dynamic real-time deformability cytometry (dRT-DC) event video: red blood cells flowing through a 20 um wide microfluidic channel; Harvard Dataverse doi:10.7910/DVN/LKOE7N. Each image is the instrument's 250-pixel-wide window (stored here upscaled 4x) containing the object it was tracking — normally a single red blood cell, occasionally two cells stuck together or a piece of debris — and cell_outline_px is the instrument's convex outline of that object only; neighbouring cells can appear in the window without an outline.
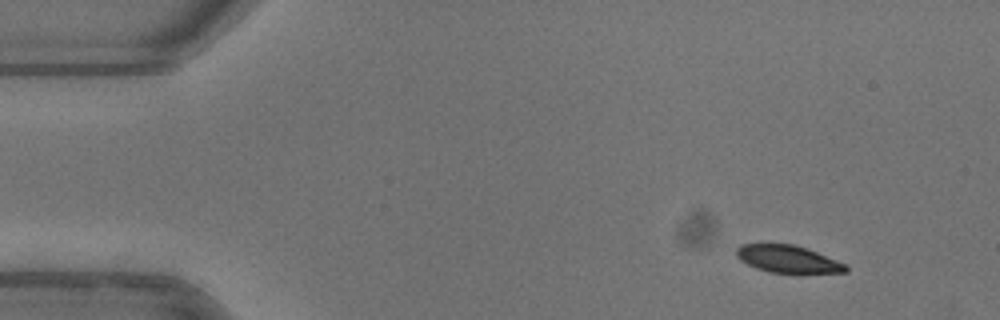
{"species": "common noctule bat (a hibernating species)", "species_latin": "Nyctalus noctula", "temperature_condition": "warm", "stored_images_in_passage": 48, "camera_frame_rate_fps": 3000, "um_per_image_px": 0.085, "animal": {"sex": "female"}, "frame": {"image": 1, "passage_image": 1, "time_ms": 0.0, "image_size_px": [1000, 320], "cell_outline_px": [[848, 272], [800, 276], [768, 272], [756, 268], [740, 260], [736, 256], [736, 248], [740, 244], [792, 244], [808, 248], [848, 264]], "centroid_in_image_um": [67.07, 22.08], "position_along_channel_um": 17.9, "area_um2": 18.55}}
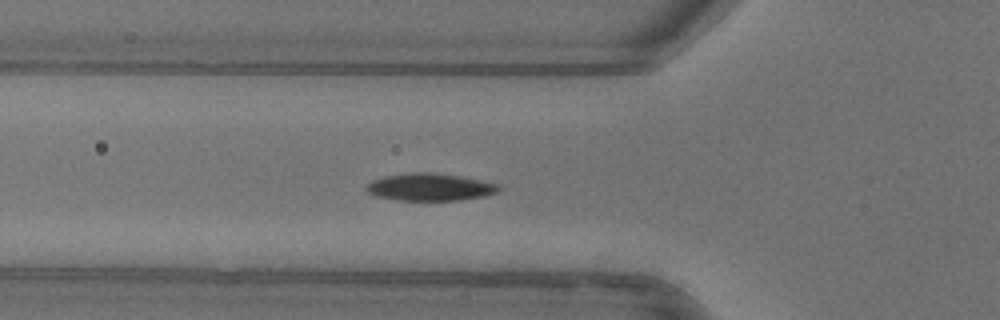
{"frame": {"image": 2, "passage_image": 14, "time_ms": 4.333, "image_size_px": [1000, 320], "cell_outline_px": [[500, 188], [496, 192], [484, 196], [460, 200], [396, 200], [376, 196], [368, 192], [364, 188], [372, 180], [384, 176], [412, 172], [428, 172], [460, 176], [480, 180], [496, 184]], "centroid_in_image_um": [36.49, 15.9], "position_along_channel_um": 89.3, "area_um2": 20.92}}
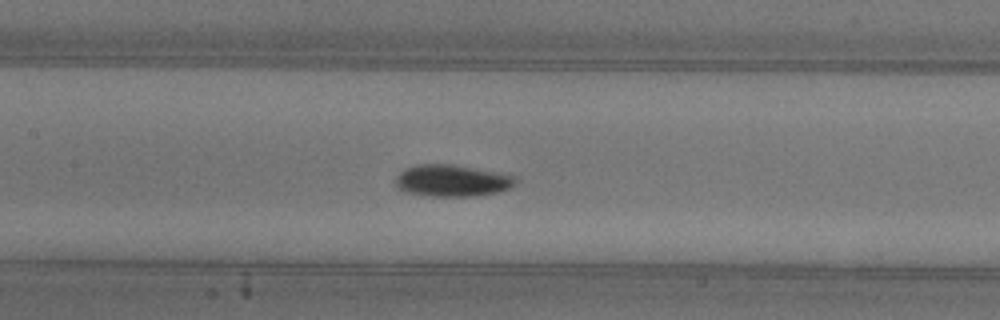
{"frame": {"image": 3, "passage_image": 20, "time_ms": 6.333, "image_size_px": [1000, 320], "cell_outline_px": [[516, 184], [512, 188], [496, 192], [476, 196], [432, 196], [408, 192], [396, 188], [396, 176], [404, 168], [416, 164], [452, 164], [516, 176]], "centroid_in_image_um": [38.41, 15.35], "position_along_channel_um": 169.0, "area_um2": 22.2}, "authors_computed_cell_mechanics": {"area_um2": 20.4901, "velocity_mm_per_s": 3.9567, "shape_relaxation_time_tau1_ms": 4.3464, "shape_relaxation_time_tau2_ms": 3.4969, "deformation_change_tau1": 0.1503, "deformation_change_tau2": 0.0536}}